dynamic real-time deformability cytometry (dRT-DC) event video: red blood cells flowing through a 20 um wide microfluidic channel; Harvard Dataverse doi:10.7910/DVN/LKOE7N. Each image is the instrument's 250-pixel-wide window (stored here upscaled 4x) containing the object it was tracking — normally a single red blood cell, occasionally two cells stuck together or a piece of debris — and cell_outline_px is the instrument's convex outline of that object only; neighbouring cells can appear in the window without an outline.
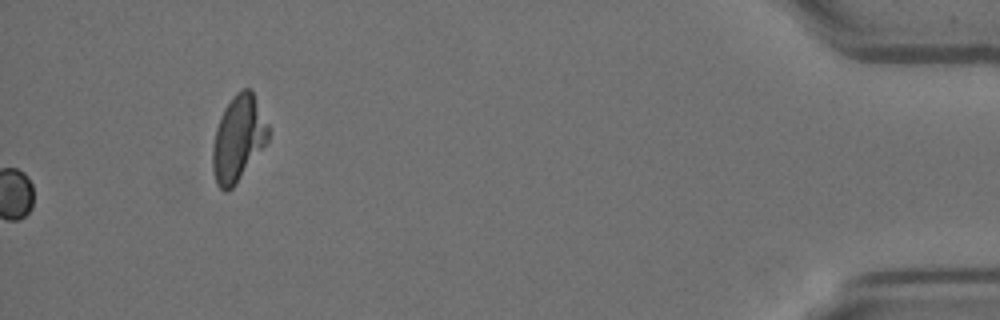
{"species": "Egyptian fruit bat (a non-hibernating species)", "species_latin": "Rousettus aegyptiacus", "temperature_condition": "room temperature", "stored_images_in_passage": 59, "segment_of_instrument_passage": [2, 2], "camera_frame_rate_fps": 3000, "um_per_image_px": 0.085, "animal": {"sex": "female"}, "frame": {"image": 1, "passage_image": 59, "time_ms": 19.333, "image_size_px": [1000, 320], "cell_outline_px": [[268, 140], [236, 184], [232, 188], [224, 192], [216, 184], [212, 168], [212, 144], [216, 128], [224, 108], [232, 96], [240, 88], [252, 88], [268, 124]], "centroid_in_image_um": [20.23, 11.74], "position_along_channel_um": 415.0, "area_um2": 27.92}}